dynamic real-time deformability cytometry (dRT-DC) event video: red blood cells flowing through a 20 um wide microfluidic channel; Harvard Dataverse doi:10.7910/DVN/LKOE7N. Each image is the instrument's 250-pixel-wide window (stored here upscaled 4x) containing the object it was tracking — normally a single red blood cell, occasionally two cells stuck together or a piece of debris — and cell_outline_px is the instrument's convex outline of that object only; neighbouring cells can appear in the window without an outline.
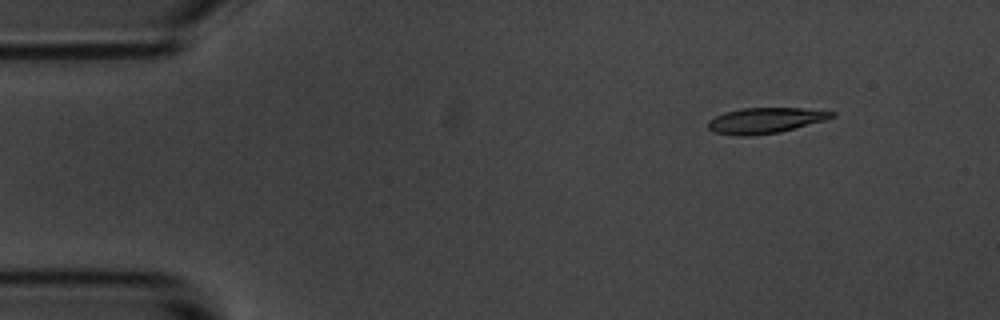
{"species": "common noctule bat (a hibernating species)", "species_latin": "Nyctalus noctula", "temperature_condition": "room temperature", "stored_images_in_passage": 8, "camera_frame_rate_fps": 3000, "um_per_image_px": 0.085, "animal": {"sex": "male", "body_mass_g": 20.1, "forearm_length_mm": 53.5}, "frame": {"image": 1, "passage_image": 1, "time_ms": 0.0, "image_size_px": [1000, 320], "cell_outline_px": [[836, 116], [824, 120], [780, 132], [748, 136], [744, 136], [716, 132], [708, 128], [708, 120], [724, 112], [744, 108], [800, 108], [836, 112]], "centroid_in_image_um": [65.05, 10.23], "position_along_channel_um": 19.9, "area_um2": 18.21}}
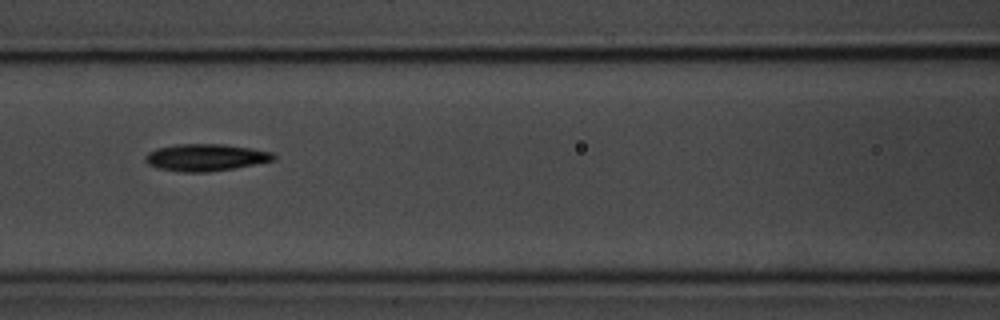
{"frame": {"image": 2, "passage_image": 6, "time_ms": 6.0, "image_size_px": [1000, 320], "cell_outline_px": [[276, 160], [236, 168], [208, 172], [184, 172], [160, 168], [148, 164], [144, 160], [144, 156], [148, 152], [156, 148], [176, 144], [224, 144], [252, 148], [272, 152], [276, 156]], "centroid_in_image_um": [17.5, 13.38], "position_along_channel_um": 149.1, "area_um2": 20.35}}
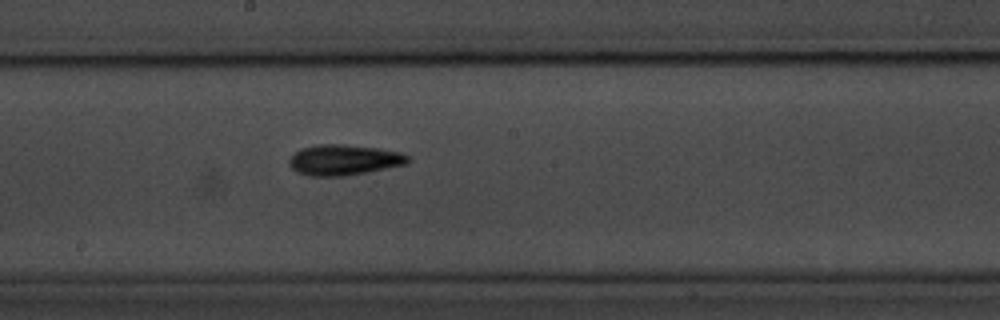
{"frame": {"image": 3, "passage_image": 8, "time_ms": 8.0, "image_size_px": [1000, 320], "cell_outline_px": [[412, 160], [408, 164], [344, 176], [308, 176], [296, 172], [288, 164], [288, 160], [300, 148], [316, 144], [344, 144], [380, 148], [400, 152], [412, 156]], "centroid_in_image_um": [29.26, 13.58], "position_along_channel_um": 218.9, "area_um2": 21.5}}